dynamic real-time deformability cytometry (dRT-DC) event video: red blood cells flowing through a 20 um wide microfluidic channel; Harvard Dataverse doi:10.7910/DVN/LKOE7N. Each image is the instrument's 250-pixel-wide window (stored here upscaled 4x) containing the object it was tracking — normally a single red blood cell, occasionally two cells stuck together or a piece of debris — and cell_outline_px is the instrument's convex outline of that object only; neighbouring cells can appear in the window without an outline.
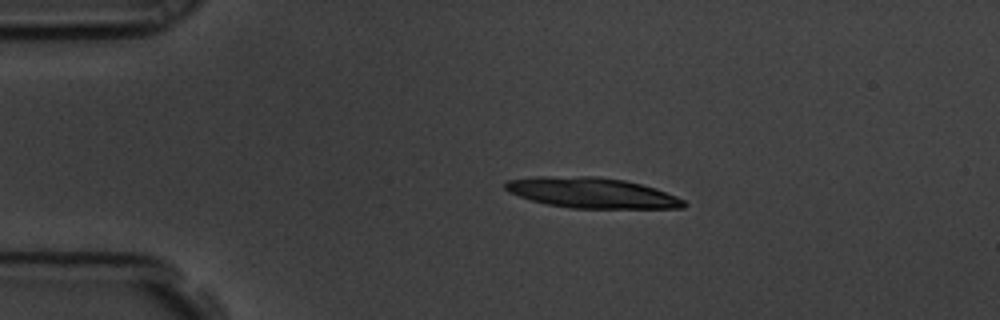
{"species": "common noctule bat (a hibernating species)", "species_latin": "Nyctalus noctula", "temperature_condition": "room temperature", "stored_images_in_passage": 11, "camera_frame_rate_fps": 3000, "um_per_image_px": 0.085, "animal": {"sex": "male", "body_mass_g": 19.5, "forearm_length_mm": 54.6}, "frame": {"image": 1, "passage_image": 1, "time_ms": 0.0, "image_size_px": [1000, 320], "cell_outline_px": [[688, 204], [684, 208], [572, 208], [548, 204], [532, 200], [508, 192], [504, 188], [504, 184], [508, 180], [536, 176], [596, 176], [624, 180], [656, 188], [676, 196], [684, 200]], "centroid_in_image_um": [50.31, 16.38], "position_along_channel_um": 34.7, "area_um2": 31.67}}